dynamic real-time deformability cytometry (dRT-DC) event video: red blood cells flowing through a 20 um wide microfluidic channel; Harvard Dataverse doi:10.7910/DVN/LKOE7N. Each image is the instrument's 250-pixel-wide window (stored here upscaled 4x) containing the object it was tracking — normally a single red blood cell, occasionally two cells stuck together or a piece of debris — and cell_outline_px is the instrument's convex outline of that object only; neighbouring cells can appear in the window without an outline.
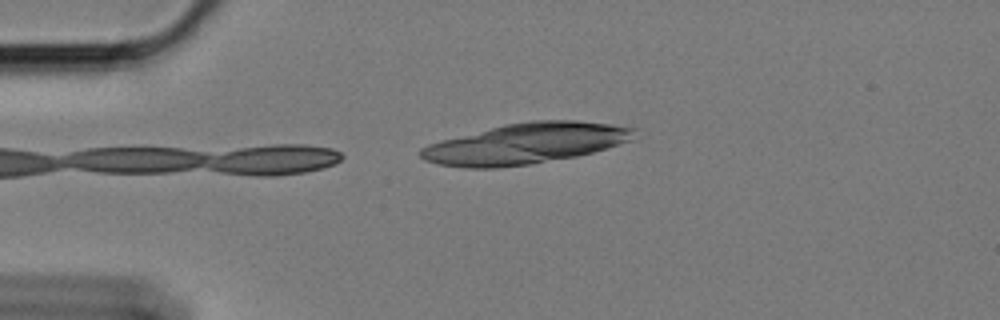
{"species": "Egyptian fruit bat (a non-hibernating species)", "species_latin": "Rousettus aegyptiacus", "temperature_condition": "cold", "stored_images_in_passage": 3, "camera_frame_rate_fps": 3000, "um_per_image_px": 0.085, "animal": {"sex": "female"}, "frame": {"image": 1, "passage_image": 1, "time_ms": 0.0, "image_size_px": [1000, 320], "cell_outline_px": [[612, 128], [604, 144], [596, 148], [584, 152], [556, 152], [540, 124], [592, 124]], "centroid_in_image_um": [48.96, 11.62], "position_along_channel_um": 36.0, "area_um2": 11.21}}